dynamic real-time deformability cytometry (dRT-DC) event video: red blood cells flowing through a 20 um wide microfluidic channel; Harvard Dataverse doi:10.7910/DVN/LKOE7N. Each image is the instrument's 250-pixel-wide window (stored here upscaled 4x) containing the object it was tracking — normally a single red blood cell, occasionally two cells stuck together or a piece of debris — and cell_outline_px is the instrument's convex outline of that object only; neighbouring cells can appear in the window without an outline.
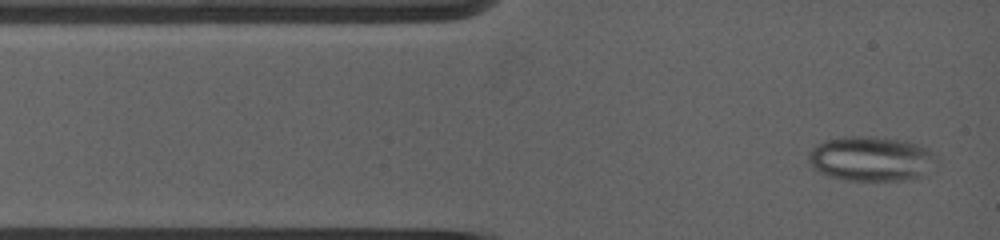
{"species": "common noctule bat (a hibernating species)", "species_latin": "Nyctalus noctula", "temperature_condition": "warm", "stored_images_in_passage": 43, "camera_frame_rate_fps": 5000, "um_per_image_px": 0.085, "animal": {"sex": "female", "body_mass_g": 19.0, "forearm_length_mm": 53.3}, "frame": {"image": 1, "passage_image": 1, "time_ms": 0.0, "image_size_px": [1000, 240], "cell_outline_px": [[928, 152], [916, 176], [896, 180], [852, 180], [832, 176], [816, 168], [812, 164], [808, 156], [808, 152], [816, 144], [828, 140], [896, 140], [912, 144], [924, 148]], "centroid_in_image_um": [73.78, 13.53], "position_along_channel_um": 11.2, "area_um2": 29.13}}
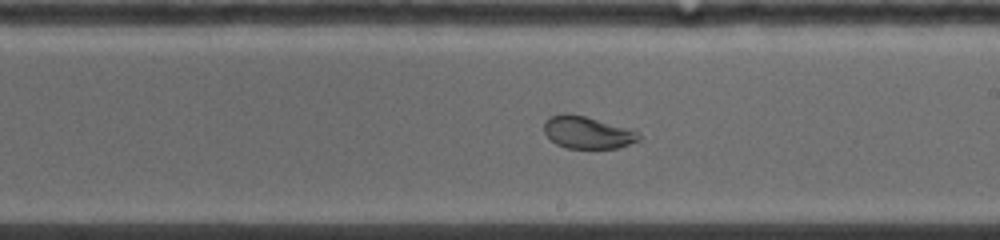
{"frame": {"image": 2, "passage_image": 17, "time_ms": 6.8, "image_size_px": [1000, 240], "cell_outline_px": [[640, 140], [616, 148], [568, 148], [556, 144], [544, 132], [544, 124], [552, 116], [584, 116], [632, 132], [640, 136]], "centroid_in_image_um": [49.87, 11.32], "position_along_channel_um": 239.1, "area_um2": 16.42}}
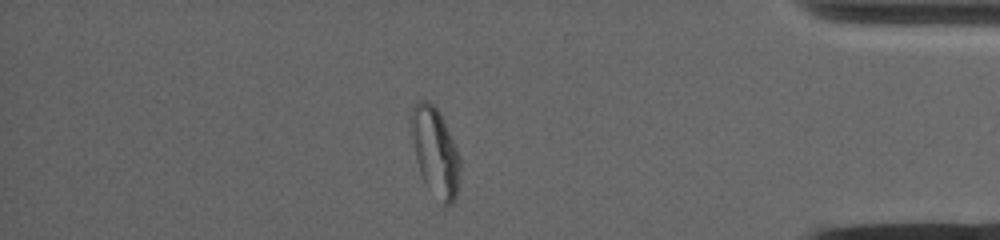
{"frame": {"image": 3, "passage_image": 39, "time_ms": 11.8, "image_size_px": [1000, 240], "cell_outline_px": [[460, 168], [456, 196], [452, 204], [444, 208], [424, 180], [420, 172], [416, 160], [412, 132], [416, 108], [424, 100], [432, 104], [436, 108], [452, 140], [460, 160]], "centroid_in_image_um": [37.04, 13.06], "position_along_channel_um": 398.2, "area_um2": 23.64}}